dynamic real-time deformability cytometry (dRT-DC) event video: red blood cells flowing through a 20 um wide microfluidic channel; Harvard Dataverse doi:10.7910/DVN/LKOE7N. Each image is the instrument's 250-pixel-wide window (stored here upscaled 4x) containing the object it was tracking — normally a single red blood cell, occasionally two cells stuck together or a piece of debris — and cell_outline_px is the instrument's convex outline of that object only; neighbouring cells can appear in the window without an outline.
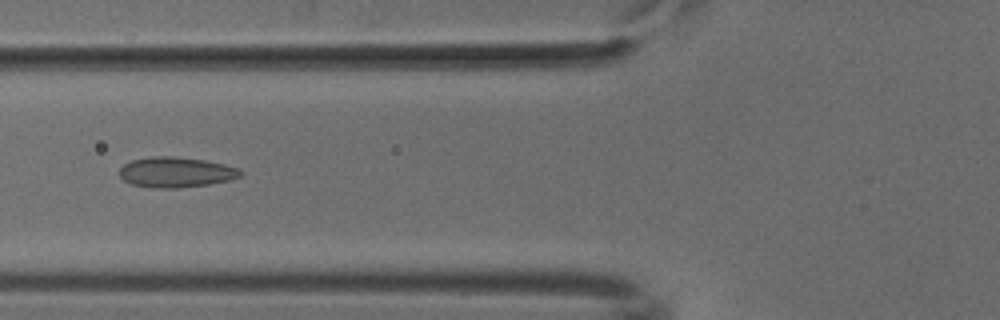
{"species": "common noctule bat (a hibernating species)", "species_latin": "Nyctalus noctula", "temperature_condition": "cold", "stored_images_in_passage": 52, "camera_frame_rate_fps": 3000, "um_per_image_px": 0.085, "animal": {"sex": "male", "body_mass_g": 18.8}, "frame": {"image": 1, "passage_image": 20, "time_ms": 6.333, "image_size_px": [1000, 320], "cell_outline_px": [[244, 172], [240, 176], [232, 180], [208, 184], [176, 188], [152, 188], [132, 184], [124, 180], [120, 176], [120, 168], [124, 164], [132, 160], [152, 156], [172, 156], [204, 160], [224, 164], [240, 168]], "centroid_in_image_um": [14.98, 14.64], "position_along_channel_um": 110.8, "area_um2": 21.44}}
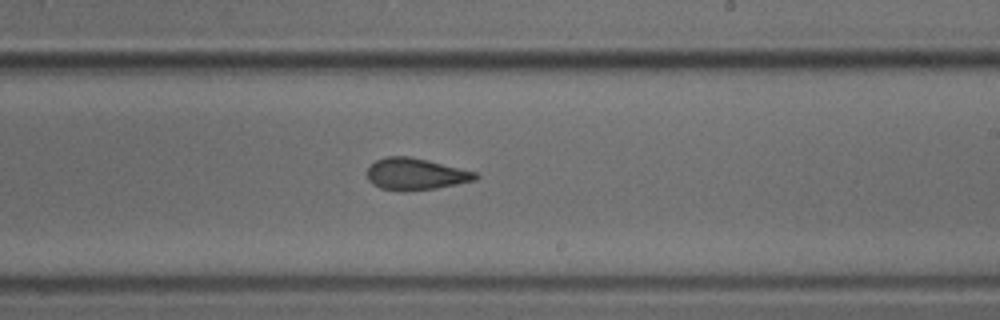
{"frame": {"image": 2, "passage_image": 31, "time_ms": 10.0, "image_size_px": [1000, 320], "cell_outline_px": [[480, 176], [476, 180], [436, 188], [404, 192], [380, 188], [372, 184], [368, 180], [368, 168], [376, 160], [388, 156], [408, 156], [428, 160], [476, 172]], "centroid_in_image_um": [35.33, 14.8], "position_along_channel_um": 253.7, "area_um2": 20.06}}
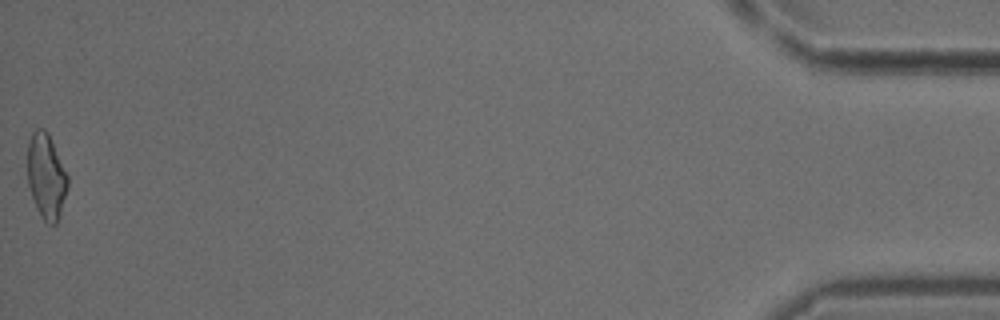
{"frame": {"image": 3, "passage_image": 52, "time_ms": 17.0, "image_size_px": [1000, 320], "cell_outline_px": [[68, 188], [56, 224], [48, 224], [40, 216], [36, 208], [28, 184], [28, 140], [32, 132], [36, 128], [44, 128], [48, 132], [68, 176]], "centroid_in_image_um": [3.92, 14.96], "position_along_channel_um": 431.3, "area_um2": 19.88}}